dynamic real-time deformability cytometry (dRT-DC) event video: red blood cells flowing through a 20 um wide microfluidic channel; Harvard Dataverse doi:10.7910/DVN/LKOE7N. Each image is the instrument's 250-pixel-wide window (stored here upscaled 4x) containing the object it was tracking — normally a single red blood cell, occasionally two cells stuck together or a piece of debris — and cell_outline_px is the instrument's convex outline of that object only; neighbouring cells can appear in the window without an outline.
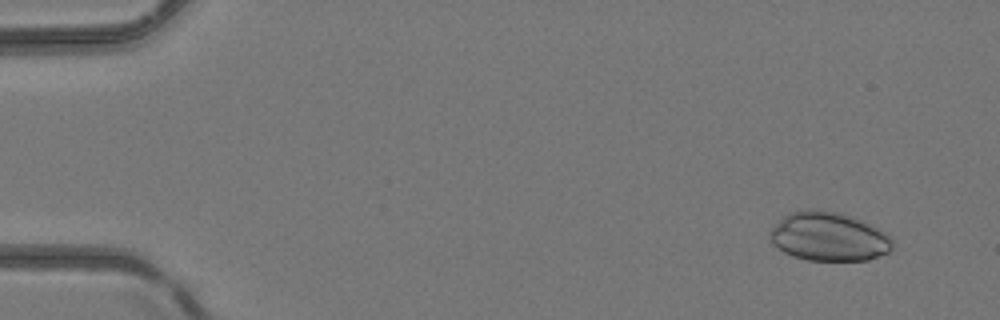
{"species": "common noctule bat (a hibernating species)", "species_latin": "Nyctalus noctula", "temperature_condition": "room temperature", "stored_images_in_passage": 4, "camera_frame_rate_fps": 3000, "um_per_image_px": 0.085, "animal": {"sex": "female", "body_mass_g": 24.6, "forearm_length_mm": 56.2}, "frame": {"image": 1, "passage_image": 1, "time_ms": 0.0, "image_size_px": [1000, 320], "cell_outline_px": [[892, 248], [888, 252], [868, 260], [808, 260], [792, 256], [784, 252], [772, 244], [768, 232], [788, 212], [808, 208], [816, 208], [836, 212], [852, 216], [864, 220], [884, 232], [892, 240]], "centroid_in_image_um": [70.41, 20.09], "position_along_channel_um": 14.6, "area_um2": 35.08}}